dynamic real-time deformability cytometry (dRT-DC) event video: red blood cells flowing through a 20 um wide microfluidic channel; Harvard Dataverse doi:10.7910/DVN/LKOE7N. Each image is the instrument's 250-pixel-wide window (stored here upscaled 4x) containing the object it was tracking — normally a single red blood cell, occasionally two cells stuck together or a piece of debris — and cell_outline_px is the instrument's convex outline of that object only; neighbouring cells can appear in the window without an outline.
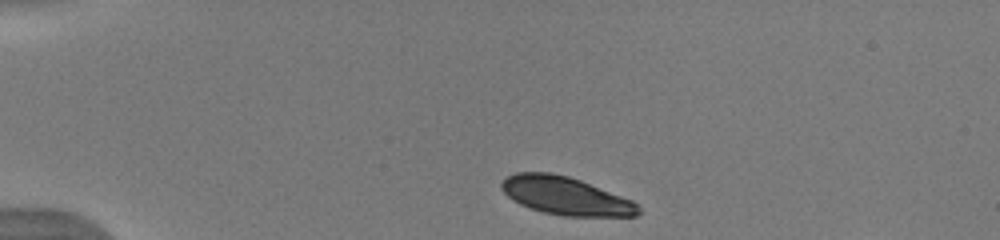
{"species": "human", "species_latin": "Homo sapiens", "temperature_condition": "warm", "stored_images_in_passage": 25, "camera_frame_rate_fps": 3000, "um_per_image_px": 0.085, "donor": {"sex": "male"}, "frame": {"image": 1, "passage_image": 1, "time_ms": 0.0, "image_size_px": [1000, 240], "cell_outline_px": [[640, 212], [636, 216], [564, 216], [544, 212], [520, 204], [512, 200], [500, 188], [500, 184], [508, 176], [516, 172], [552, 172], [568, 176], [580, 180], [632, 200], [640, 208]], "centroid_in_image_um": [48.06, 16.64], "position_along_channel_um": 36.9, "area_um2": 30.11}}
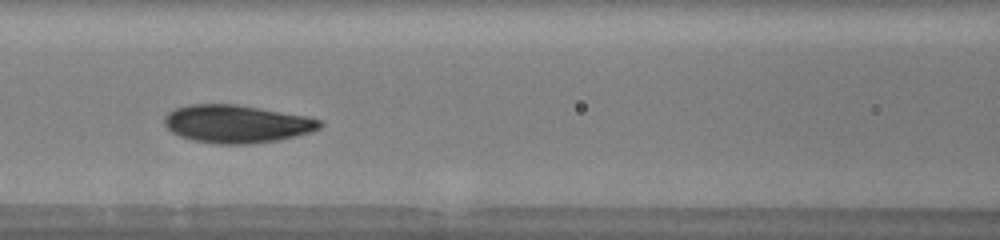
{"frame": {"image": 2, "passage_image": 9, "time_ms": 2.667, "image_size_px": [1000, 240], "cell_outline_px": [[324, 124], [320, 128], [296, 136], [276, 140], [252, 144], [216, 144], [192, 140], [180, 136], [172, 132], [164, 124], [164, 116], [168, 112], [176, 108], [188, 104], [236, 104], [308, 116], [320, 120]], "centroid_in_image_um": [20.1, 10.53], "position_along_channel_um": 146.5, "area_um2": 34.39}}
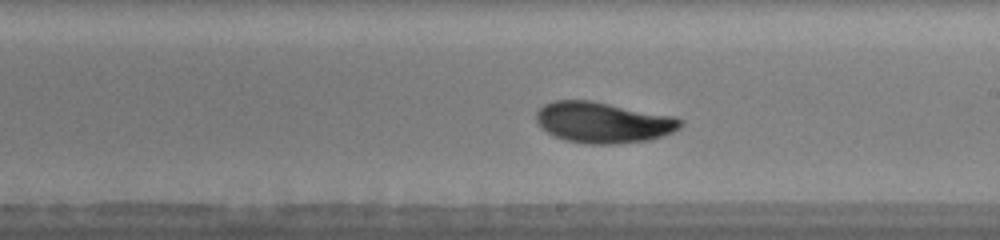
{"frame": {"image": 3, "passage_image": 13, "time_ms": 4.0, "image_size_px": [1000, 240], "cell_outline_px": [[684, 124], [680, 128], [672, 132], [648, 140], [612, 144], [588, 144], [568, 140], [556, 136], [548, 132], [536, 120], [536, 112], [544, 104], [552, 100], [592, 100], [676, 116], [684, 120]], "centroid_in_image_um": [51.31, 10.38], "position_along_channel_um": 237.7, "area_um2": 34.39}}